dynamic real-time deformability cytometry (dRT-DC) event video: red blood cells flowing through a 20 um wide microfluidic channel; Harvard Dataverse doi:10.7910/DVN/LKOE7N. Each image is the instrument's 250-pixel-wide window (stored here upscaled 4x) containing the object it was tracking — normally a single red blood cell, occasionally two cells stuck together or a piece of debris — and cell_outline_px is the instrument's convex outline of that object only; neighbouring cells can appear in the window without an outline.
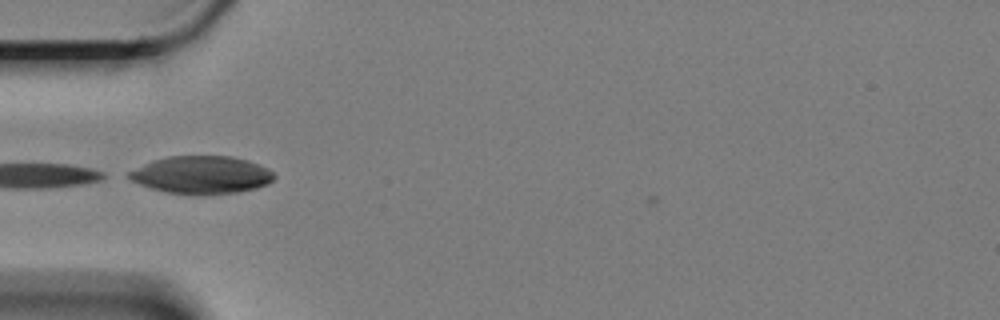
{"species": "Egyptian fruit bat (a non-hibernating species)", "species_latin": "Rousettus aegyptiacus", "temperature_condition": "cold", "stored_images_in_passage": 27, "camera_frame_rate_fps": 3000, "um_per_image_px": 0.085, "animal": {"sex": "female"}, "frame": {"image": 1, "passage_image": 2, "time_ms": 0.333, "image_size_px": [1000, 320], "cell_outline_px": [[276, 176], [268, 184], [256, 188], [240, 192], [204, 196], [192, 196], [168, 192], [152, 188], [140, 184], [132, 180], [128, 176], [128, 172], [152, 160], [168, 156], [232, 156], [248, 160], [268, 168]], "centroid_in_image_um": [17.16, 14.88], "position_along_channel_um": 67.8, "area_um2": 32.25}}